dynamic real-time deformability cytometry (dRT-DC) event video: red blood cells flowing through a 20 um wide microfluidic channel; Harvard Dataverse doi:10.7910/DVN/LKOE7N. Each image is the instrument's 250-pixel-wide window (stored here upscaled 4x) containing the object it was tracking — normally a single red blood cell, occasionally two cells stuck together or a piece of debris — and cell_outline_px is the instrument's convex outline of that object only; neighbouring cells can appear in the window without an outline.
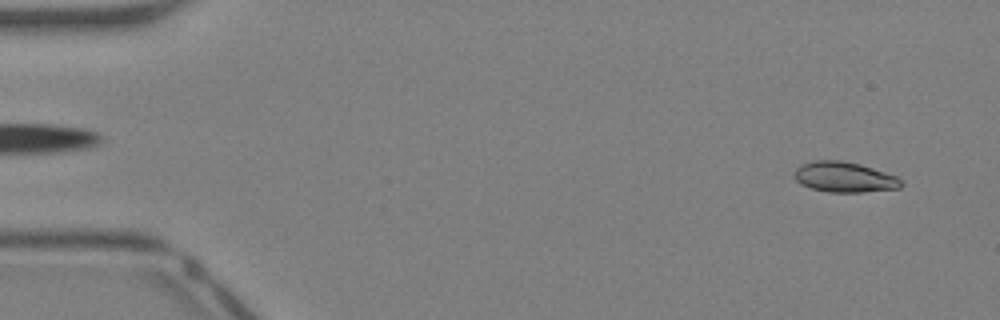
{"species": "Egyptian fruit bat (a non-hibernating species)", "species_latin": "Rousettus aegyptiacus", "temperature_condition": "warm", "stored_images_in_passage": 41, "camera_frame_rate_fps": 3000, "um_per_image_px": 0.085, "animal": {"sex": "female"}, "frame": {"image": 1, "passage_image": 2, "time_ms": 0.333, "image_size_px": [1000, 320], "cell_outline_px": [[904, 184], [900, 188], [864, 192], [828, 192], [812, 188], [800, 184], [792, 176], [796, 168], [800, 164], [816, 160], [840, 160], [860, 164], [896, 176], [904, 180]], "centroid_in_image_um": [71.77, 15.05], "position_along_channel_um": 13.2, "area_um2": 19.07}}
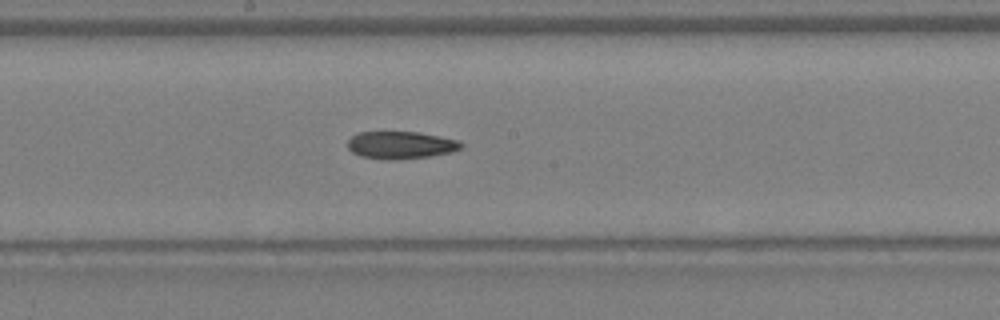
{"frame": {"image": 2, "passage_image": 22, "time_ms": 7.0, "image_size_px": [1000, 320], "cell_outline_px": [[464, 144], [460, 148], [452, 152], [428, 156], [396, 160], [384, 160], [360, 156], [352, 152], [348, 148], [348, 140], [352, 136], [360, 132], [420, 132], [460, 140]], "centroid_in_image_um": [34.07, 12.33], "position_along_channel_um": 214.1, "area_um2": 18.26}}
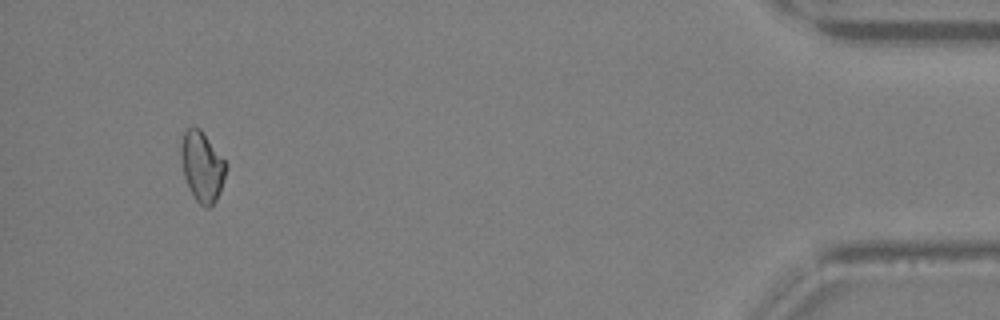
{"frame": {"image": 3, "passage_image": 39, "time_ms": 12.667, "image_size_px": [1000, 320], "cell_outline_px": [[228, 168], [220, 192], [216, 200], [208, 208], [204, 208], [196, 200], [184, 176], [180, 156], [180, 144], [184, 132], [188, 128], [200, 128], [224, 160]], "centroid_in_image_um": [17.18, 14.16], "position_along_channel_um": 418.0, "area_um2": 18.21}, "authors_computed_cell_mechanics": {"area_um2": 18.4382, "velocity_mm_per_s": 4.8823, "shape_relaxation_time_tau1_ms": 6.4959, "shape_relaxation_time_tau2_ms": 5.9775, "deformation_change_tau1": 0.1478, "deformation_change_tau2": 0.1174}}